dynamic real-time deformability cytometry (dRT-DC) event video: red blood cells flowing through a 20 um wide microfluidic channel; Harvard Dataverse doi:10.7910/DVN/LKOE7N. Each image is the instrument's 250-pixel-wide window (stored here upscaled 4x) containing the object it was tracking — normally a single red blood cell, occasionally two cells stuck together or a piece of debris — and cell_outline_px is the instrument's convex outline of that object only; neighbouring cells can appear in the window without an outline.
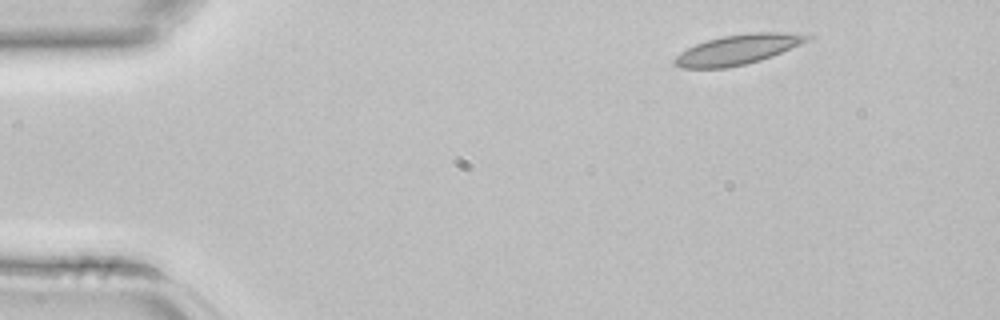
{"species": "common noctule bat (a hibernating species)", "species_latin": "Nyctalus noctula", "temperature_condition": "room temperature", "stored_images_in_passage": 3, "camera_frame_rate_fps": 3000, "um_per_image_px": 0.085, "animal": {"sex": "female", "body_mass_g": 22.7, "forearm_length_mm": 54.2}, "frame": {"image": 1, "passage_image": 1, "time_ms": 0.0, "image_size_px": [1000, 320], "cell_outline_px": [[812, 36], [808, 40], [800, 44], [772, 56], [760, 60], [744, 64], [724, 68], [680, 68], [672, 64], [672, 60], [680, 52], [696, 44], [708, 40], [724, 36], [752, 32], [784, 32]], "centroid_in_image_um": [62.65, 4.22], "position_along_channel_um": 22.3, "area_um2": 22.83}}
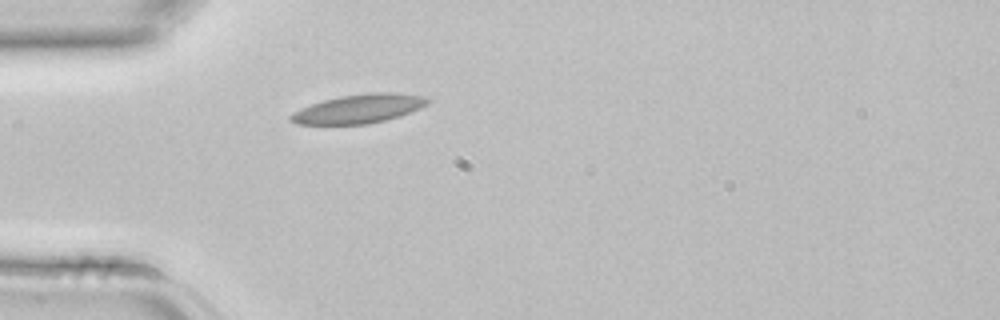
{"frame": {"image": 2, "passage_image": 3, "time_ms": 0.667, "image_size_px": [1000, 320], "cell_outline_px": [[428, 104], [412, 112], [400, 116], [368, 124], [296, 124], [288, 120], [288, 116], [292, 112], [300, 108], [324, 100], [340, 96], [372, 92], [396, 92], [420, 96], [428, 100]], "centroid_in_image_um": [30.46, 9.25], "position_along_channel_um": 54.5, "area_um2": 23.0}}